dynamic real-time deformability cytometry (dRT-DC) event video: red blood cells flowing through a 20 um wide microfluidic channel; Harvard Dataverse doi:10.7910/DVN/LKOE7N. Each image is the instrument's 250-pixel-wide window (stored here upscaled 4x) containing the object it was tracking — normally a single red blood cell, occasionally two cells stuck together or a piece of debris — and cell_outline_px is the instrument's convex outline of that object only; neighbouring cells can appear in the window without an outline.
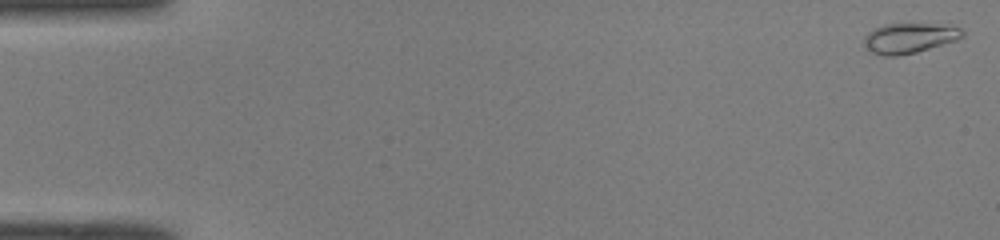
{"species": "common noctule bat (a hibernating species)", "species_latin": "Nyctalus noctula", "temperature_condition": "room temperature", "stored_images_in_passage": 50, "camera_frame_rate_fps": 3000, "um_per_image_px": 0.085, "animal": {"sex": "male", "body_mass_g": 19.0, "forearm_length_mm": 50.8}, "frame": {"image": 1, "passage_image": 1, "time_ms": 0.0, "image_size_px": [1000, 240], "cell_outline_px": [[964, 36], [956, 40], [916, 52], [896, 56], [884, 56], [868, 52], [864, 44], [864, 36], [872, 28], [884, 24], [932, 24], [960, 28], [964, 32]], "centroid_in_image_um": [77.21, 3.24], "position_along_channel_um": 7.8, "area_um2": 17.22}}
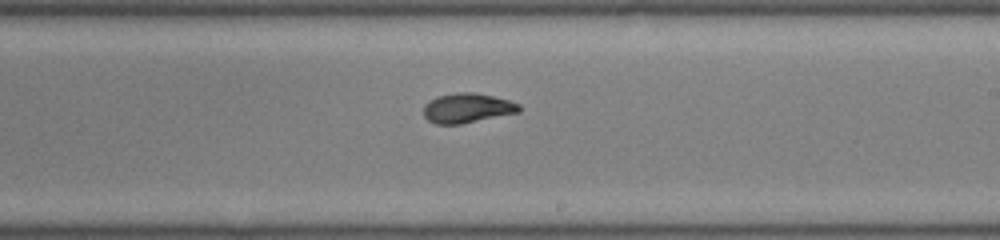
{"frame": {"image": 2, "passage_image": 30, "time_ms": 9.667, "image_size_px": [1000, 240], "cell_outline_px": [[520, 112], [460, 124], [436, 124], [428, 120], [424, 116], [424, 104], [436, 96], [456, 92], [472, 92], [492, 96], [508, 100], [520, 104]], "centroid_in_image_um": [39.69, 9.18], "position_along_channel_um": 249.3, "area_um2": 16.47}}
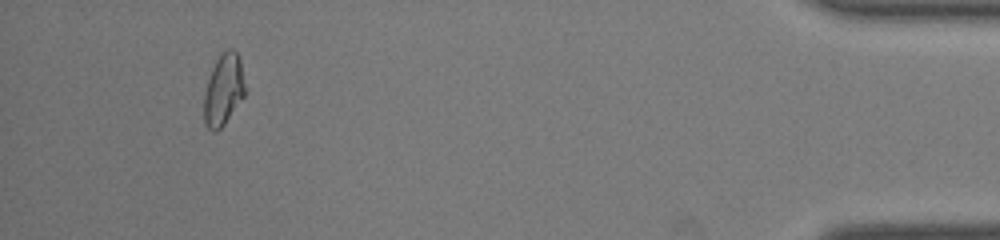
{"frame": {"image": 3, "passage_image": 47, "time_ms": 15.333, "image_size_px": [1000, 240], "cell_outline_px": [[244, 96], [224, 124], [216, 132], [212, 132], [204, 124], [204, 92], [212, 68], [216, 60], [228, 48], [232, 48], [236, 52], [240, 60], [244, 84]], "centroid_in_image_um": [18.97, 7.66], "position_along_channel_um": 416.2, "area_um2": 16.82}, "authors_computed_cell_mechanics": {"area_um2": 16.473, "velocity_mm_per_s": 4.0963, "shape_relaxation_time_tau1_ms": 3.6544, "shape_relaxation_time_tau2_ms": 0.9828, "deformation_change_tau1": 0.1507, "deformation_change_tau2": 0.0522}}